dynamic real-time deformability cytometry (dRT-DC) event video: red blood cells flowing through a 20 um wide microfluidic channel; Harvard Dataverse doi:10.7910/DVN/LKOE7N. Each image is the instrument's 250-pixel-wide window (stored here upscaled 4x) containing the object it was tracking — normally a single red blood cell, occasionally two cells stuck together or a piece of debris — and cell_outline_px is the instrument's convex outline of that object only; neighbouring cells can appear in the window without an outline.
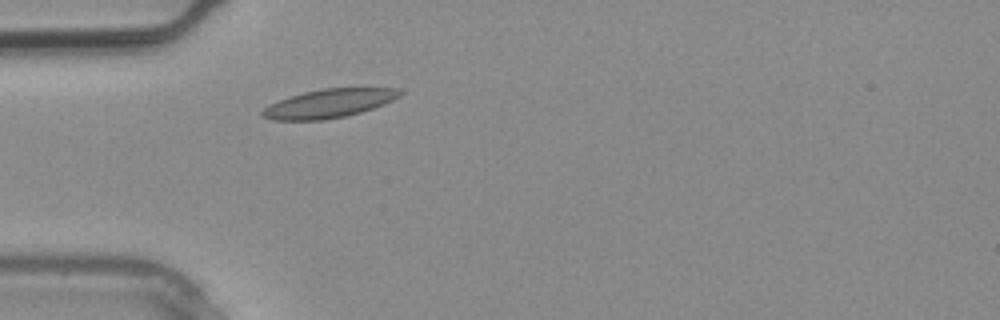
{"species": "common noctule bat (a hibernating species)", "species_latin": "Nyctalus noctula", "temperature_condition": "warm", "stored_images_in_passage": 2, "camera_frame_rate_fps": 3000, "um_per_image_px": 0.085, "animal": {"sex": "male", "body_mass_g": 20.4}, "frame": {"image": 1, "passage_image": 2, "time_ms": 0.333, "image_size_px": [1000, 320], "cell_outline_px": [[404, 92], [400, 96], [384, 104], [360, 112], [344, 116], [324, 120], [272, 120], [260, 116], [260, 112], [264, 108], [280, 100], [304, 92], [324, 88], [400, 88]], "centroid_in_image_um": [27.97, 8.79], "position_along_channel_um": 57.0, "area_um2": 22.77}}